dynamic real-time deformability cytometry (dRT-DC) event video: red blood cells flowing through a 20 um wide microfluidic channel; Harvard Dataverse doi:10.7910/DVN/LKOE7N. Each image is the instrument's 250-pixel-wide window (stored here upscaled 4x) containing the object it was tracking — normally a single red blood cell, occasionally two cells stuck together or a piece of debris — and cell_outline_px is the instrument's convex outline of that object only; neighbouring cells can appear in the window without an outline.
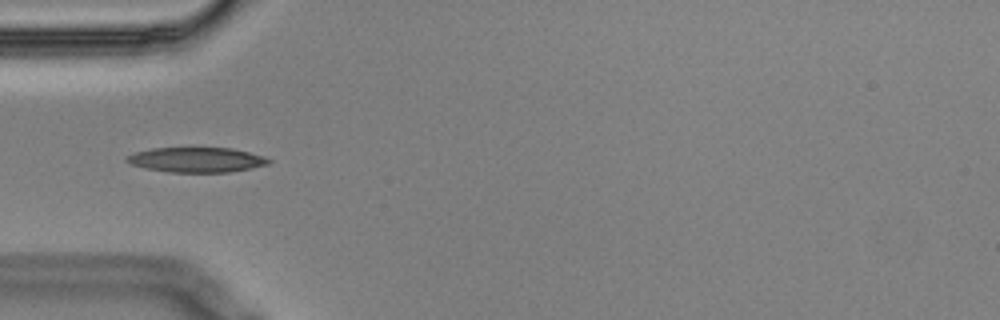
{"species": "Egyptian fruit bat (a non-hibernating species)", "species_latin": "Rousettus aegyptiacus", "temperature_condition": "cold", "stored_images_in_passage": 6, "camera_frame_rate_fps": 3000, "um_per_image_px": 0.085, "animal": {"sex": "male"}, "frame": {"image": 1, "passage_image": 1, "time_ms": 0.0, "image_size_px": [1000, 320], "cell_outline_px": [[272, 160], [268, 164], [252, 168], [228, 172], [168, 172], [144, 168], [132, 164], [124, 160], [124, 156], [136, 152], [152, 148], [232, 148], [264, 156]], "centroid_in_image_um": [16.68, 13.58], "position_along_channel_um": 68.3, "area_um2": 20.63}}
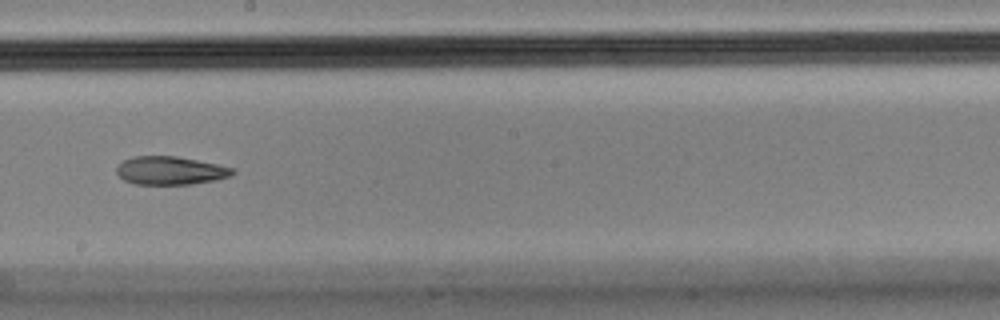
{"frame": {"image": 2, "passage_image": 5, "time_ms": 1.333, "image_size_px": [1000, 320], "cell_outline_px": [[236, 172], [228, 176], [212, 180], [192, 184], [132, 184], [124, 180], [116, 172], [116, 164], [132, 156], [176, 156], [236, 168]], "centroid_in_image_um": [14.43, 14.49], "position_along_channel_um": 233.8, "area_um2": 19.07}}
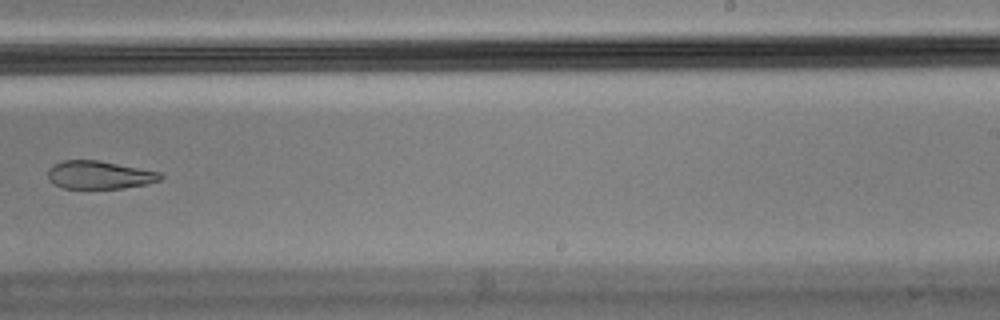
{"frame": {"image": 3, "passage_image": 6, "time_ms": 1.667, "image_size_px": [1000, 320], "cell_outline_px": [[164, 176], [160, 180], [148, 184], [124, 188], [64, 188], [52, 184], [48, 180], [48, 168], [52, 164], [64, 160], [100, 160], [160, 172]], "centroid_in_image_um": [8.43, 14.86], "position_along_channel_um": 280.6, "area_um2": 18.61}}